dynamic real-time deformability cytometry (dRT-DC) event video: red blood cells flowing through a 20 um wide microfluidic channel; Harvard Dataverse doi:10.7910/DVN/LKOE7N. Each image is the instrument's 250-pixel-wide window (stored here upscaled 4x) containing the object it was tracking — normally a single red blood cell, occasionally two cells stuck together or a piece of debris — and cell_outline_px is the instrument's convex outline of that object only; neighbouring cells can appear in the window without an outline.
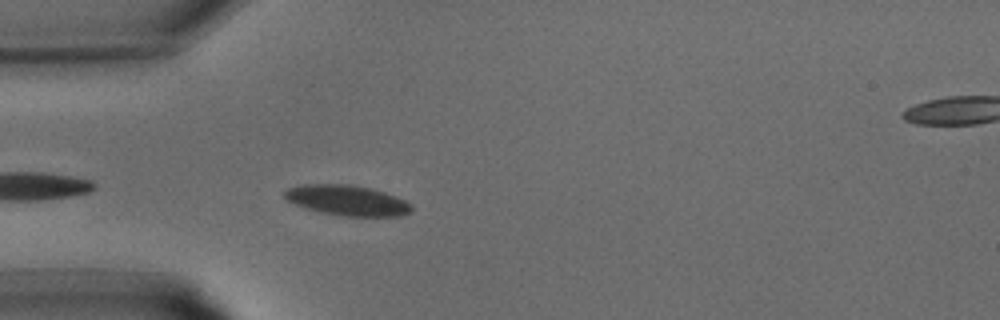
{"species": "common noctule bat (a hibernating species)", "species_latin": "Nyctalus noctula", "temperature_condition": "warm", "stored_images_in_passage": 24, "camera_frame_rate_fps": 3000, "um_per_image_px": 0.085, "animal": {"sex": "male", "body_mass_g": 15.6}, "frame": {"image": 1, "passage_image": 5, "time_ms": 1.333, "image_size_px": [1000, 320], "cell_outline_px": [[412, 212], [400, 216], [344, 216], [320, 212], [296, 204], [288, 200], [284, 196], [284, 192], [288, 188], [300, 184], [348, 184], [368, 188], [384, 192], [404, 200], [412, 204]], "centroid_in_image_um": [29.52, 17.03], "position_along_channel_um": 55.5, "area_um2": 22.25}}
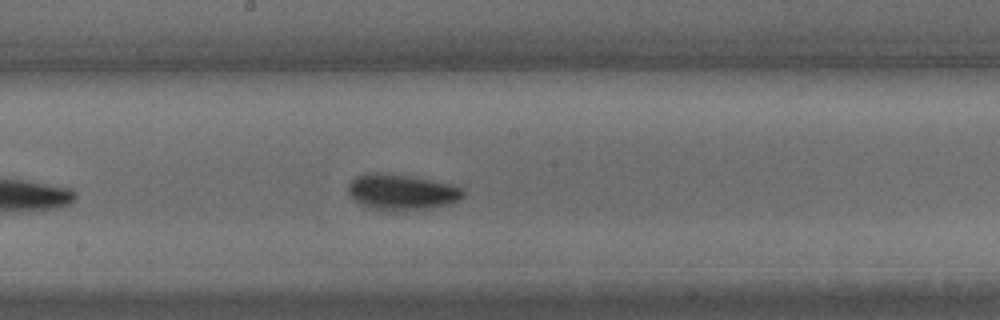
{"frame": {"image": 2, "passage_image": 13, "time_ms": 4.0, "image_size_px": [1000, 320], "cell_outline_px": [[464, 196], [460, 200], [448, 204], [392, 212], [376, 208], [364, 204], [356, 200], [348, 192], [348, 184], [356, 176], [368, 172], [380, 172], [408, 176], [456, 184], [464, 188]], "centroid_in_image_um": [34.18, 16.3], "position_along_channel_um": 214.0, "area_um2": 23.76}}
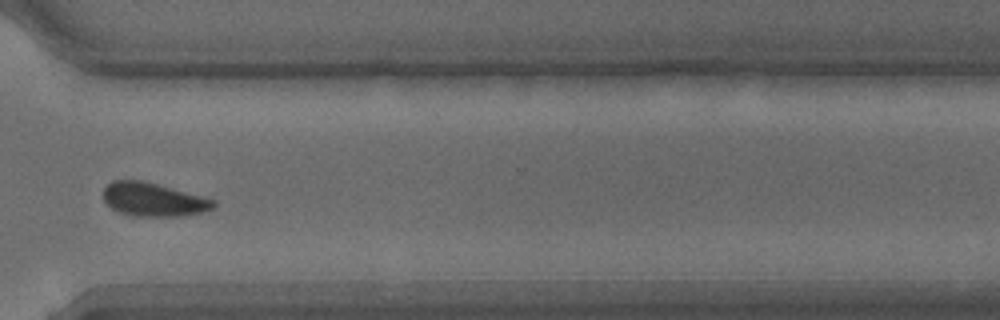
{"frame": {"image": 3, "passage_image": 20, "time_ms": 6.333, "image_size_px": [1000, 320], "cell_outline_px": [[216, 204], [212, 208], [200, 212], [184, 216], [132, 216], [120, 212], [112, 208], [104, 200], [104, 188], [112, 180], [140, 180], [156, 184], [216, 200]], "centroid_in_image_um": [13.02, 16.96], "position_along_channel_um": 357.6, "area_um2": 21.21}}